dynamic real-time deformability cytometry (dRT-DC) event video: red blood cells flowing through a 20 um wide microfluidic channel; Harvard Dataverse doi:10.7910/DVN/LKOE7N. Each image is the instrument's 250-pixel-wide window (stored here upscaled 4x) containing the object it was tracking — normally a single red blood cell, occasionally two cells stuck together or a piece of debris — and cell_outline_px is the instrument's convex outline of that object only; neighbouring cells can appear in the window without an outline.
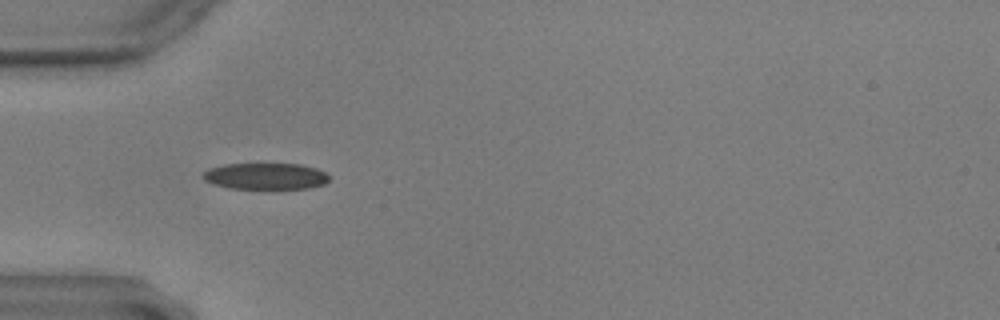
{"species": "common noctule bat (a hibernating species)", "species_latin": "Nyctalus noctula", "temperature_condition": "warm", "stored_images_in_passage": 41, "camera_frame_rate_fps": 3000, "um_per_image_px": 0.085, "animal": {"sex": "male", "body_mass_g": 17.9, "forearm_length_mm": 54.2}, "frame": {"image": 1, "passage_image": 1, "time_ms": 0.0, "image_size_px": [1000, 320], "cell_outline_px": [[328, 180], [324, 184], [308, 188], [228, 188], [204, 180], [200, 176], [208, 168], [224, 164], [300, 164], [316, 168], [324, 172], [328, 176]], "centroid_in_image_um": [22.54, 14.96], "position_along_channel_um": 62.5, "area_um2": 19.25}}
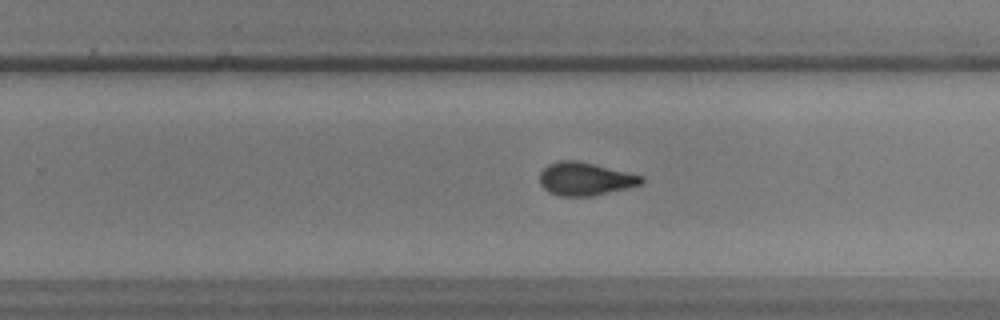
{"frame": {"image": 2, "passage_image": 20, "time_ms": 6.333, "image_size_px": [1000, 320], "cell_outline_px": [[644, 180], [640, 184], [628, 188], [592, 196], [560, 196], [548, 192], [540, 184], [540, 172], [548, 164], [560, 160], [576, 160], [644, 176]], "centroid_in_image_um": [49.72, 15.21], "position_along_channel_um": 280.1, "area_um2": 19.54}}
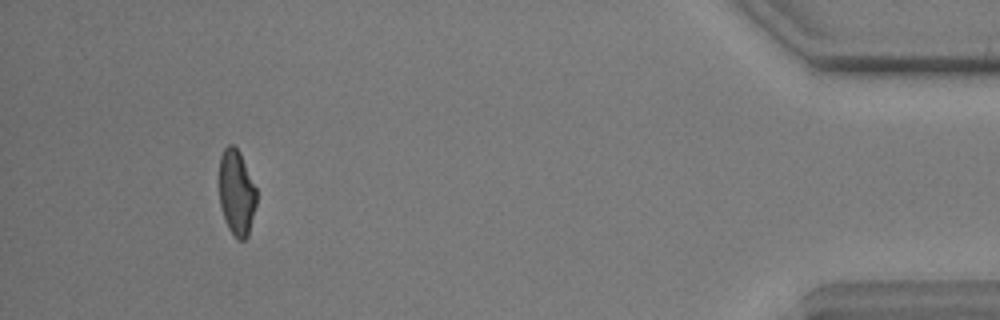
{"frame": {"image": 3, "passage_image": 37, "time_ms": 12.0, "image_size_px": [1000, 320], "cell_outline_px": [[256, 204], [248, 236], [244, 240], [236, 240], [228, 228], [224, 220], [220, 204], [220, 156], [224, 148], [228, 144], [232, 144], [240, 152], [256, 188]], "centroid_in_image_um": [20.1, 16.4], "position_along_channel_um": 415.1, "area_um2": 18.61}}